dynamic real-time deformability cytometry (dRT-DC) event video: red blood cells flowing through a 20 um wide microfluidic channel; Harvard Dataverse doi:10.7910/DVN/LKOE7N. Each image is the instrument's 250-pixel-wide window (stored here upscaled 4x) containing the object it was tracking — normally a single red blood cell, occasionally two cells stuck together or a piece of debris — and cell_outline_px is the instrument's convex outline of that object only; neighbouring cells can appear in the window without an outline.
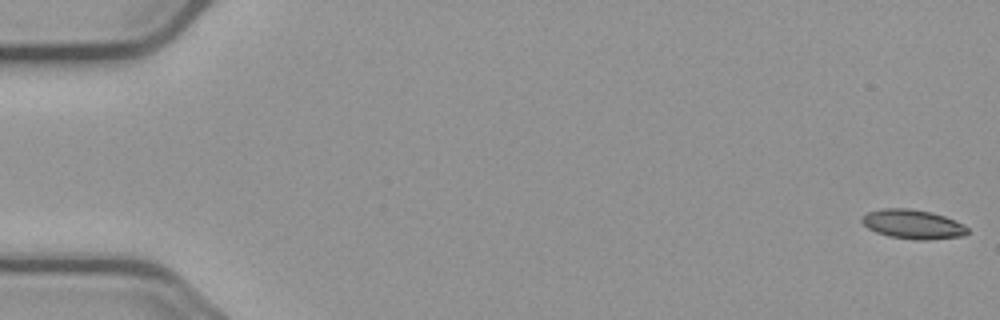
{"species": "common noctule bat (a hibernating species)", "species_latin": "Nyctalus noctula", "temperature_condition": "cold", "stored_images_in_passage": 5, "camera_frame_rate_fps": 3000, "um_per_image_px": 0.085, "animal": {"sex": "male", "body_mass_g": 23.1, "forearm_length_mm": 52.7}, "frame": {"image": 1, "passage_image": 1, "time_ms": 0.0, "image_size_px": [1000, 320], "cell_outline_px": [[968, 232], [964, 236], [928, 240], [916, 240], [888, 236], [876, 232], [868, 228], [860, 220], [860, 216], [868, 212], [880, 208], [912, 208], [932, 212], [956, 220], [968, 228]], "centroid_in_image_um": [77.58, 19.05], "position_along_channel_um": 7.4, "area_um2": 18.26}}
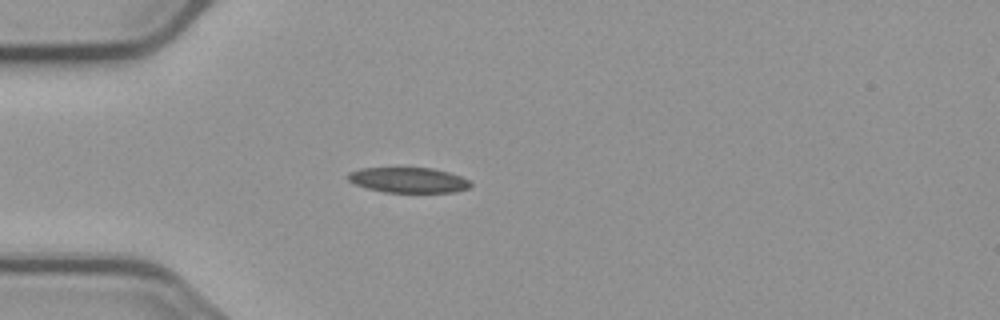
{"frame": {"image": 2, "passage_image": 5, "time_ms": 5.0, "image_size_px": [1000, 320], "cell_outline_px": [[472, 184], [468, 188], [456, 192], [384, 192], [368, 188], [356, 184], [348, 180], [348, 172], [360, 168], [432, 168], [448, 172], [460, 176], [468, 180]], "centroid_in_image_um": [34.71, 15.3], "position_along_channel_um": 50.3, "area_um2": 17.92}}